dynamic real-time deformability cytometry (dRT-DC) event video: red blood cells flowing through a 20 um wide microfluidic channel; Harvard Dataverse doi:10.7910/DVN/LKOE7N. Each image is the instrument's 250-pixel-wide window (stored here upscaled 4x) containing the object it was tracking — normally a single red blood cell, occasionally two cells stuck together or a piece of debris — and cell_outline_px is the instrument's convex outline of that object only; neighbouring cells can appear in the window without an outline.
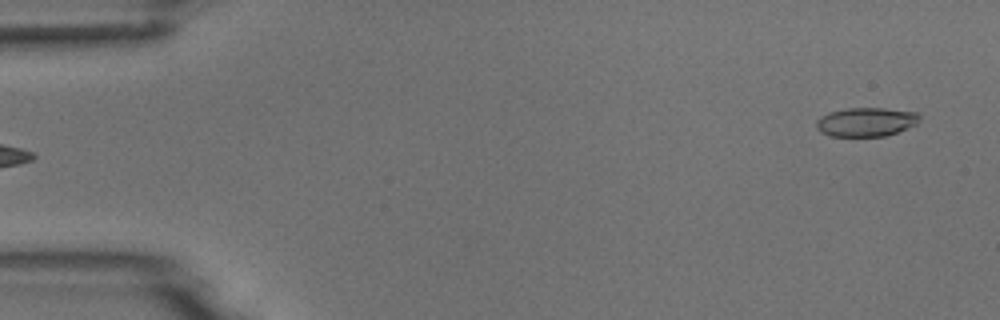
{"species": "common noctule bat (a hibernating species)", "species_latin": "Nyctalus noctula", "temperature_condition": "room temperature", "stored_images_in_passage": 6, "segment_of_instrument_passage": [2, 2], "camera_frame_rate_fps": 3000, "um_per_image_px": 0.085, "animal": {"sex": "male", "body_mass_g": 18.8}, "frame": {"image": 1, "passage_image": 6, "time_ms": 6.0, "image_size_px": [1000, 320], "cell_outline_px": [[920, 116], [916, 124], [896, 132], [884, 136], [832, 136], [820, 132], [816, 128], [816, 120], [820, 116], [828, 112], [844, 108], [884, 108], [916, 112]], "centroid_in_image_um": [73.56, 10.35], "position_along_channel_um": 11.4, "area_um2": 17.4}}